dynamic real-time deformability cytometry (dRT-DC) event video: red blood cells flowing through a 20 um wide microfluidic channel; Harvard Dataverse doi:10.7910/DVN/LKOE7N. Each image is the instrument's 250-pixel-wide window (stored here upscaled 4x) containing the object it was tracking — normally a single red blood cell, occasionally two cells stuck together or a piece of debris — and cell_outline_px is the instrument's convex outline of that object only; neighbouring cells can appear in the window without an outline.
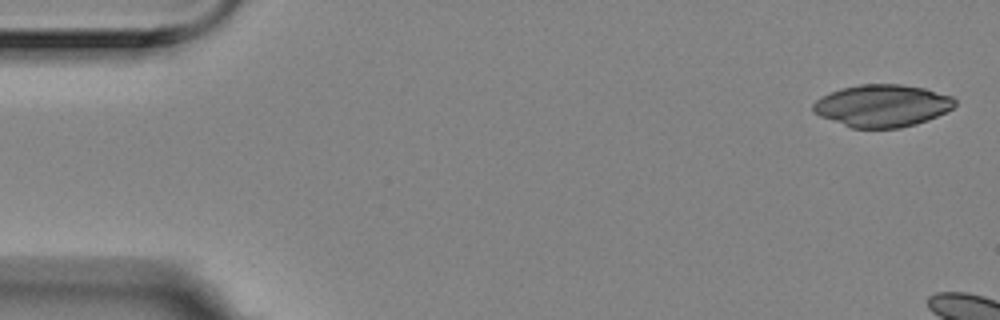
{"species": "Egyptian fruit bat (a non-hibernating species)", "species_latin": "Rousettus aegyptiacus", "temperature_condition": "room temperature", "stored_images_in_passage": 3, "camera_frame_rate_fps": 3000, "um_per_image_px": 0.085, "animal": {"sex": "female"}, "frame": {"image": 1, "passage_image": 1, "time_ms": 0.0, "image_size_px": [1000, 320], "cell_outline_px": [[956, 104], [952, 108], [928, 120], [916, 124], [900, 128], [852, 128], [820, 116], [812, 112], [812, 104], [816, 100], [840, 88], [860, 84], [900, 84], [924, 88], [952, 96], [956, 100]], "centroid_in_image_um": [74.98, 8.98], "position_along_channel_um": 10.0, "area_um2": 34.85}}